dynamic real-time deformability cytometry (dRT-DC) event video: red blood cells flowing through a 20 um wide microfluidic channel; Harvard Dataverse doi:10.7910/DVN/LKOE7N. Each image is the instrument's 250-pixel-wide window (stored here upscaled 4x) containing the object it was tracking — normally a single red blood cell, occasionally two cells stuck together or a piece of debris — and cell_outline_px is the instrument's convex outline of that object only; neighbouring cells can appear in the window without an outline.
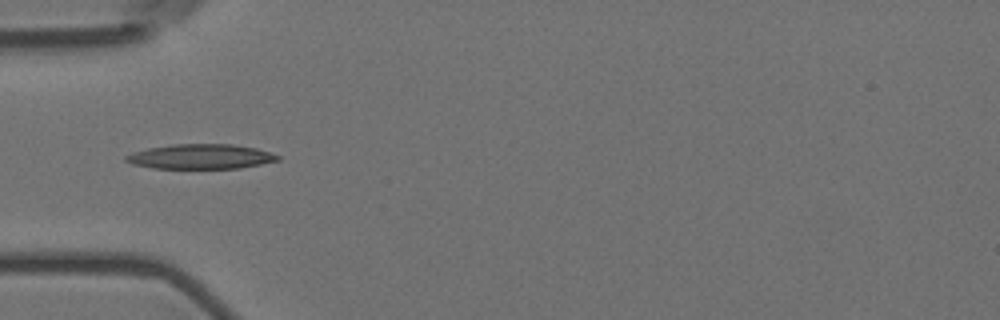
{"species": "Egyptian fruit bat (a non-hibernating species)", "species_latin": "Rousettus aegyptiacus", "temperature_condition": "room temperature", "stored_images_in_passage": 4, "camera_frame_rate_fps": 3000, "um_per_image_px": 0.085, "animal": {"sex": "female"}, "frame": {"image": 1, "passage_image": 4, "time_ms": 1.0, "image_size_px": [1000, 320], "cell_outline_px": [[280, 160], [240, 168], [152, 168], [132, 164], [124, 160], [124, 156], [132, 152], [148, 148], [172, 144], [232, 144], [256, 148], [280, 156]], "centroid_in_image_um": [17.02, 13.3], "position_along_channel_um": 68.0, "area_um2": 21.91}}